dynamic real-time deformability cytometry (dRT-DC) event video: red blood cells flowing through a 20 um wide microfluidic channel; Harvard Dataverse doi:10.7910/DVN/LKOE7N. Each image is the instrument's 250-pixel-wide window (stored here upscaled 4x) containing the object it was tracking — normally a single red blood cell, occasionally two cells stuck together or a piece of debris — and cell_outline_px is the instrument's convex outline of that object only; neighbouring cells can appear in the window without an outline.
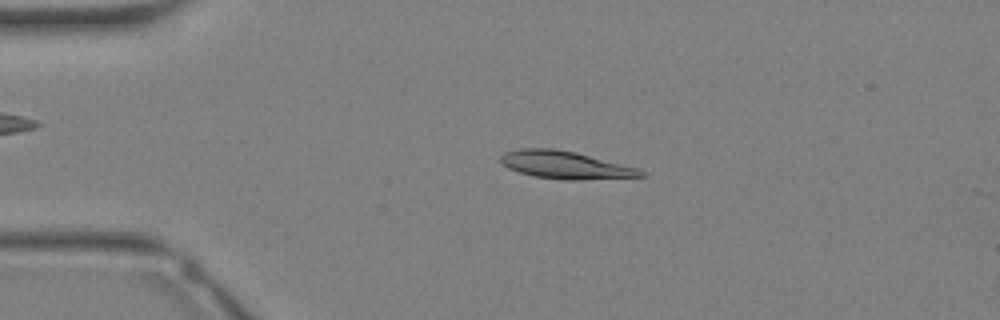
{"species": "Egyptian fruit bat (a non-hibernating species)", "species_latin": "Rousettus aegyptiacus", "temperature_condition": "warm", "stored_images_in_passage": 20, "camera_frame_rate_fps": 3000, "um_per_image_px": 0.085, "animal": {"sex": "female"}, "frame": {"image": 1, "passage_image": 7, "time_ms": 2.0, "image_size_px": [1000, 320], "cell_outline_px": [[644, 176], [580, 180], [564, 180], [532, 176], [508, 168], [500, 164], [500, 156], [504, 152], [520, 148], [552, 148], [576, 152], [636, 168], [644, 172]], "centroid_in_image_um": [47.96, 14.02], "position_along_channel_um": 37.0, "area_um2": 22.48}}
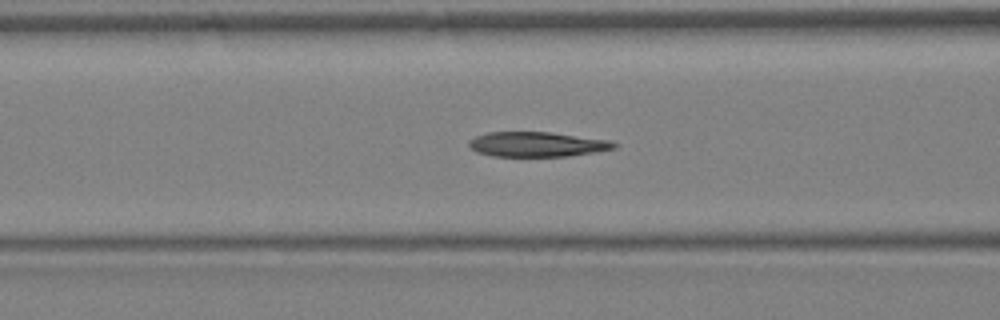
{"frame": {"image": 2, "passage_image": 13, "time_ms": 4.0, "image_size_px": [1000, 320], "cell_outline_px": [[616, 148], [568, 156], [492, 156], [476, 152], [468, 144], [468, 140], [476, 136], [488, 132], [552, 132], [608, 140], [616, 144]], "centroid_in_image_um": [45.6, 12.26], "position_along_channel_um": 121.0, "area_um2": 20.87}}
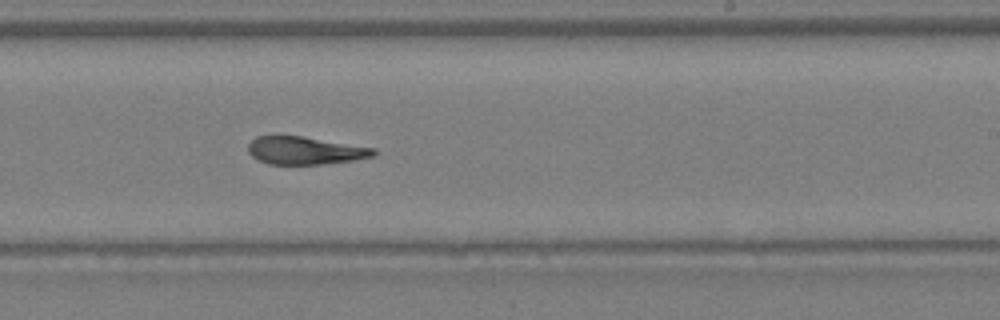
{"frame": {"image": 3, "passage_image": 20, "time_ms": 6.333, "image_size_px": [1000, 320], "cell_outline_px": [[376, 156], [352, 160], [324, 164], [268, 164], [252, 156], [248, 152], [248, 144], [256, 136], [300, 136], [376, 148]], "centroid_in_image_um": [25.94, 12.8], "position_along_channel_um": 263.1, "area_um2": 20.17}}